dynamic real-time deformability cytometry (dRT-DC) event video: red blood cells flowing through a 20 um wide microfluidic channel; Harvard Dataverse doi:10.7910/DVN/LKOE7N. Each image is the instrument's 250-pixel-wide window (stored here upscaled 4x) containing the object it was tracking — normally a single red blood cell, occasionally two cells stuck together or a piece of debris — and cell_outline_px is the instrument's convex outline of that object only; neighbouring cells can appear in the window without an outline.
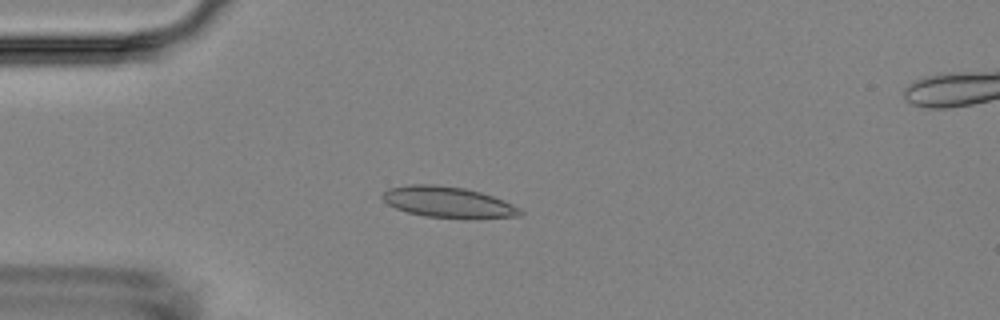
{"species": "Egyptian fruit bat (a non-hibernating species)", "species_latin": "Rousettus aegyptiacus", "temperature_condition": "room temperature", "stored_images_in_passage": 4, "camera_frame_rate_fps": 3000, "um_per_image_px": 0.085, "animal": {"sex": "female"}, "frame": {"image": 1, "passage_image": 2, "time_ms": 1.667, "image_size_px": [1000, 320], "cell_outline_px": [[524, 212], [520, 216], [472, 220], [464, 220], [424, 216], [408, 212], [396, 208], [388, 204], [380, 196], [388, 188], [408, 184], [436, 184], [464, 188], [480, 192], [504, 200], [520, 208]], "centroid_in_image_um": [38.12, 17.21], "position_along_channel_um": 46.9, "area_um2": 25.49}}
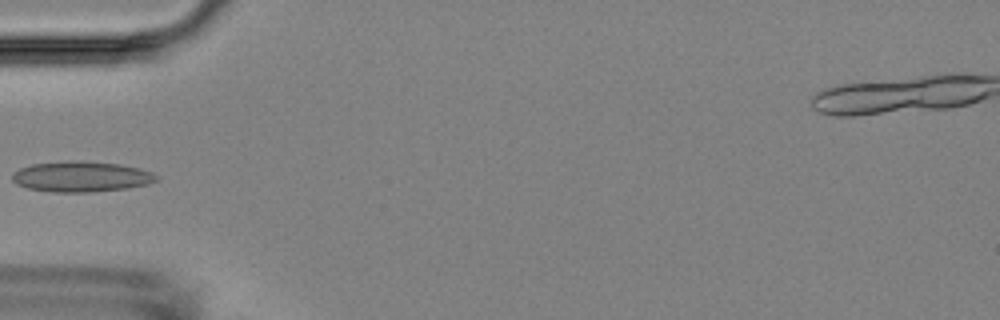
{"frame": {"image": 2, "passage_image": 3, "time_ms": 3.0, "image_size_px": [1000, 320], "cell_outline_px": [[160, 176], [156, 180], [148, 184], [128, 188], [92, 192], [52, 192], [28, 188], [16, 184], [12, 180], [12, 172], [20, 168], [32, 164], [72, 160], [80, 160], [120, 164], [140, 168], [152, 172]], "centroid_in_image_um": [6.91, 15.01], "position_along_channel_um": 78.1, "area_um2": 25.89}}